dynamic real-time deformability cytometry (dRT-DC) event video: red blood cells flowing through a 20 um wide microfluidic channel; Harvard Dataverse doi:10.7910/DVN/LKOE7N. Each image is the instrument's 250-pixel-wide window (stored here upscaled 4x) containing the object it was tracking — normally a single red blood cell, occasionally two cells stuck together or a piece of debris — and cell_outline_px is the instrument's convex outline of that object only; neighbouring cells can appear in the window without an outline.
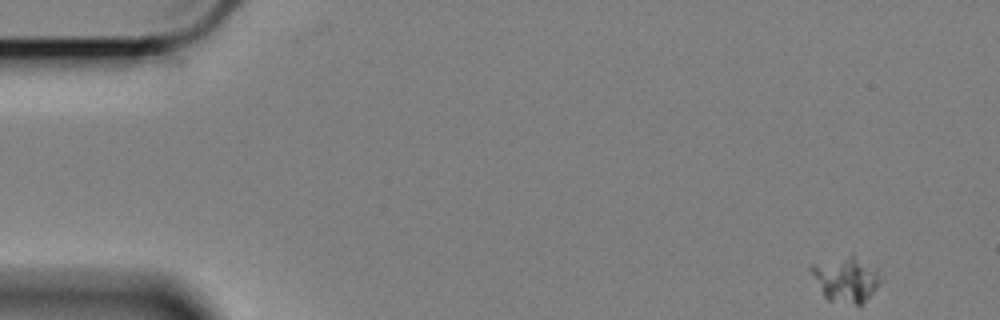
{"species": "Egyptian fruit bat (a non-hibernating species)", "species_latin": "Rousettus aegyptiacus", "temperature_condition": "cold", "stored_images_in_passage": 57, "camera_frame_rate_fps": 3000, "um_per_image_px": 0.085, "animal": {"sex": "female"}, "frame": {"image": 1, "passage_image": 1, "time_ms": 0.0, "image_size_px": [1000, 320], "cell_outline_px": [[884, 280], [860, 304], [856, 304], [828, 300], [824, 296], [808, 268], [808, 264], [852, 252], [876, 272]], "centroid_in_image_um": [71.84, 23.67], "position_along_channel_um": 13.2, "area_um2": 18.32}}
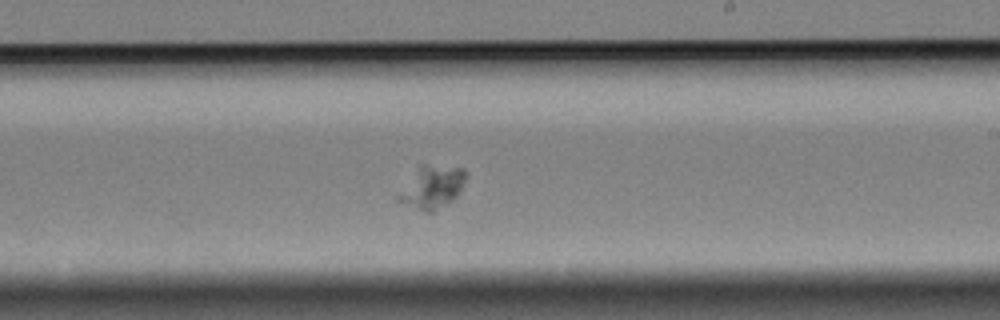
{"frame": {"image": 2, "passage_image": 33, "time_ms": 10.667, "image_size_px": [1000, 320], "cell_outline_px": [[468, 176], [460, 192], [452, 200], [432, 212], [424, 212], [396, 200], [396, 196], [420, 164], [424, 164], [464, 168], [468, 172]], "centroid_in_image_um": [36.75, 15.89], "position_along_channel_um": 252.2, "area_um2": 16.82}}
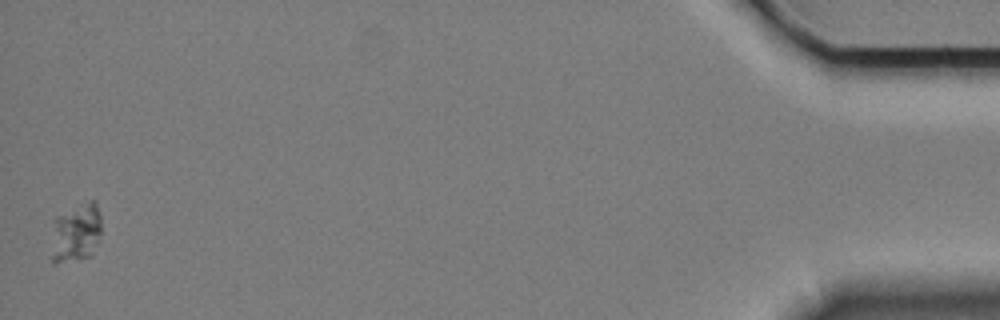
{"frame": {"image": 3, "passage_image": 57, "time_ms": 18.667, "image_size_px": [1000, 320], "cell_outline_px": [[100, 240], [92, 256], [60, 260], [52, 260], [52, 220], [56, 216], [92, 200], [96, 200], [100, 216]], "centroid_in_image_um": [6.49, 19.75], "position_along_channel_um": 428.7, "area_um2": 16.82}}